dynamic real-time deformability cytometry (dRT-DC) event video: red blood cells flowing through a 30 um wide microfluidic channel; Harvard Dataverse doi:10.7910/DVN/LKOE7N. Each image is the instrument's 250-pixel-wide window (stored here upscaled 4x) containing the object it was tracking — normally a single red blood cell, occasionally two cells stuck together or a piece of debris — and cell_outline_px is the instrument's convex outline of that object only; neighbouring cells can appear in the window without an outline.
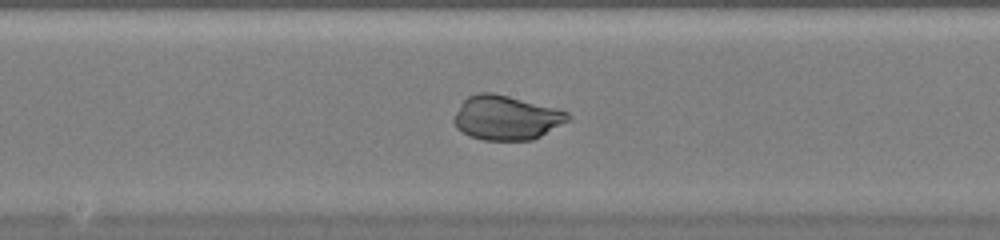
{"species": "common noctule bat (a hibernating species)", "species_latin": "Nyctalus noctula", "temperature_condition": "warm", "stored_images_in_passage": 47, "camera_frame_rate_fps": 3000, "um_per_image_px": 0.085, "animal": {"sex": "female", "body_mass_g": 20.0, "forearm_length_mm": 54.0}, "frame": {"image": 1, "passage_image": 26, "time_ms": 8.333, "image_size_px": [1000, 240], "cell_outline_px": [[572, 116], [568, 120], [540, 136], [532, 140], [484, 140], [468, 136], [456, 128], [452, 120], [460, 104], [468, 96], [480, 92], [492, 92], [556, 108], [568, 112]], "centroid_in_image_um": [42.99, 10.01], "position_along_channel_um": 205.2, "area_um2": 29.36}}
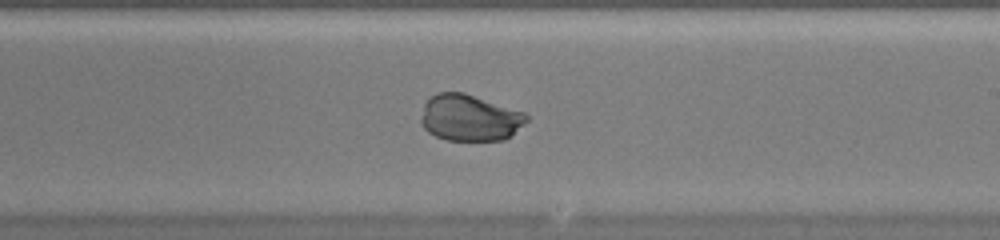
{"frame": {"image": 2, "passage_image": 29, "time_ms": 9.333, "image_size_px": [1000, 240], "cell_outline_px": [[528, 120], [524, 124], [504, 140], [448, 140], [436, 136], [428, 132], [420, 124], [420, 120], [424, 104], [428, 96], [436, 92], [464, 92], [524, 112], [528, 116]], "centroid_in_image_um": [39.88, 9.99], "position_along_channel_um": 249.1, "area_um2": 28.67}}
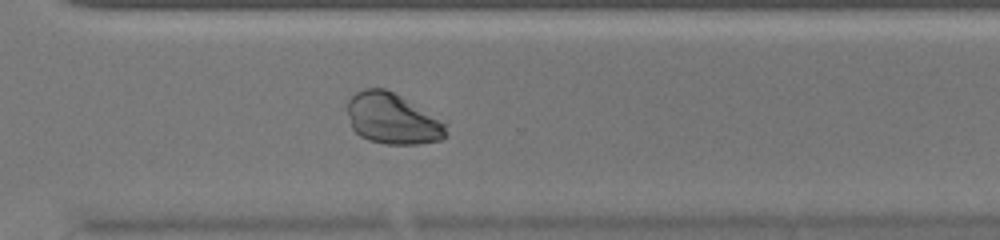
{"frame": {"image": 3, "passage_image": 35, "time_ms": 11.333, "image_size_px": [1000, 240], "cell_outline_px": [[448, 136], [444, 140], [420, 144], [384, 144], [368, 140], [360, 136], [352, 128], [348, 112], [348, 100], [356, 92], [364, 88], [384, 88], [400, 96], [444, 124]], "centroid_in_image_um": [33.32, 10.12], "position_along_channel_um": 337.3, "area_um2": 28.73}}